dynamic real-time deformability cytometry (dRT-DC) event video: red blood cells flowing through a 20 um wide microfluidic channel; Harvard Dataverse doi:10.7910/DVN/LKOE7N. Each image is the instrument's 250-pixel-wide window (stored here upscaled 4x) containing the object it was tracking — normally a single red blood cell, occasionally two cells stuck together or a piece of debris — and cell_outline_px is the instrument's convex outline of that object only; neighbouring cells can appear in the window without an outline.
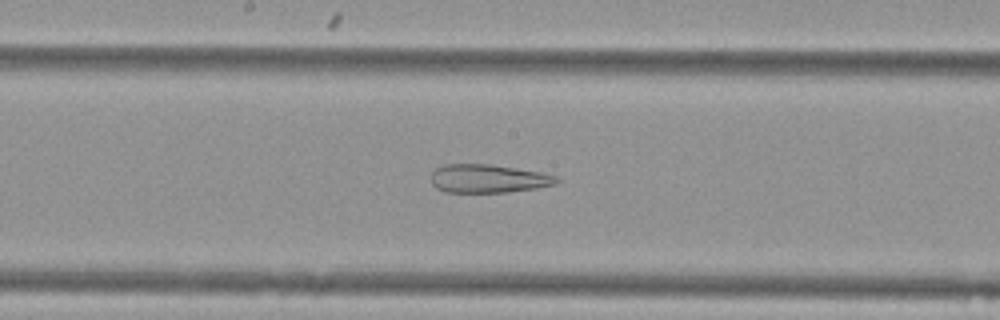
{"species": "Egyptian fruit bat (a non-hibernating species)", "species_latin": "Rousettus aegyptiacus", "temperature_condition": "cold", "stored_images_in_passage": 53, "camera_frame_rate_fps": 3000, "um_per_image_px": 0.085, "animal": {"sex": "female"}, "frame": {"image": 1, "passage_image": 28, "time_ms": 9.0, "image_size_px": [1000, 320], "cell_outline_px": [[560, 180], [556, 184], [536, 188], [508, 192], [444, 192], [436, 188], [432, 184], [432, 172], [436, 168], [444, 164], [488, 164], [540, 172], [556, 176]], "centroid_in_image_um": [41.48, 15.18], "position_along_channel_um": 206.7, "area_um2": 20.69}}
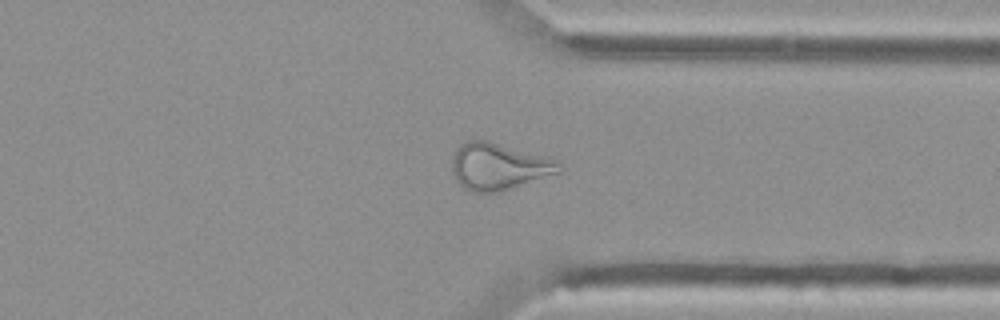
{"frame": {"image": 2, "passage_image": 41, "time_ms": 13.333, "image_size_px": [1000, 320], "cell_outline_px": [[564, 172], [500, 192], [472, 192], [464, 188], [456, 180], [452, 172], [452, 156], [456, 148], [464, 140], [488, 140], [560, 160], [564, 168]], "centroid_in_image_um": [42.44, 14.14], "position_along_channel_um": 369.0, "area_um2": 29.94}}
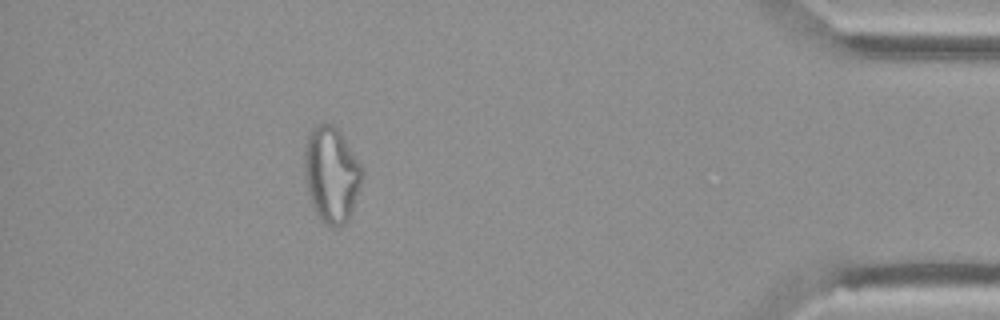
{"frame": {"image": 3, "passage_image": 48, "time_ms": 15.667, "image_size_px": [1000, 320], "cell_outline_px": [[360, 184], [352, 212], [348, 220], [344, 224], [336, 228], [328, 228], [320, 220], [312, 204], [308, 192], [304, 172], [304, 152], [308, 132], [316, 124], [332, 124], [340, 132], [360, 164]], "centroid_in_image_um": [28.13, 14.86], "position_along_channel_um": 407.1, "area_um2": 31.91}}